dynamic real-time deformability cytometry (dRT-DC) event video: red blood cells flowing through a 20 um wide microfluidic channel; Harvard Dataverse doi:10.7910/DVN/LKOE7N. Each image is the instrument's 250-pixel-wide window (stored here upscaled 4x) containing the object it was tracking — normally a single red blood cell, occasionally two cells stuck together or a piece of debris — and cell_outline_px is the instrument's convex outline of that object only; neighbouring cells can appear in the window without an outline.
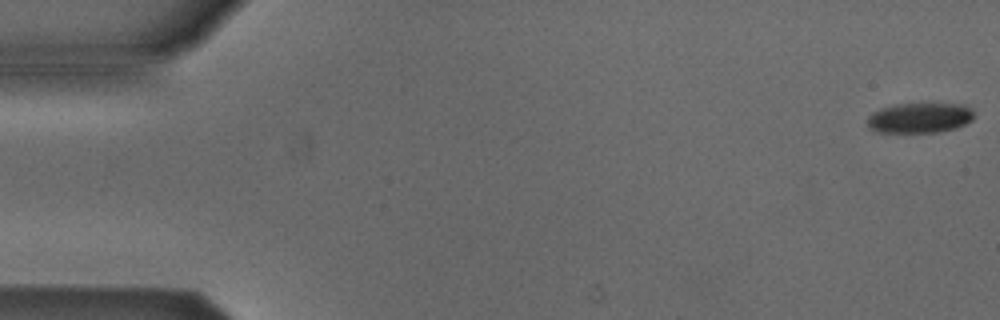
{"species": "Egyptian fruit bat (a non-hibernating species)", "species_latin": "Rousettus aegyptiacus", "temperature_condition": "cold", "stored_images_in_passage": 4, "camera_frame_rate_fps": 3000, "um_per_image_px": 0.085, "animal": {"sex": "male"}, "frame": {"image": 1, "passage_image": 1, "time_ms": 0.0, "image_size_px": [1000, 320], "cell_outline_px": [[976, 116], [972, 120], [956, 128], [936, 132], [876, 132], [868, 128], [868, 116], [872, 112], [880, 108], [896, 104], [964, 104], [972, 108]], "centroid_in_image_um": [78.19, 10.01], "position_along_channel_um": 6.8, "area_um2": 18.9}}